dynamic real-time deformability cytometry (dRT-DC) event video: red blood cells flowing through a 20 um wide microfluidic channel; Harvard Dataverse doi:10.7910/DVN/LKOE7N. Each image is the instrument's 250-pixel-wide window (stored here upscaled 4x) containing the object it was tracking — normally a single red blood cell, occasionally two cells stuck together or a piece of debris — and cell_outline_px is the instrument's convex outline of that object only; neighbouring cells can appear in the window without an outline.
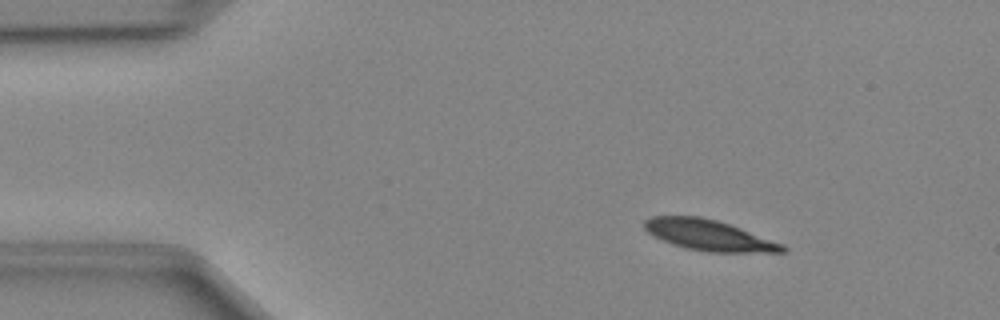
{"species": "Egyptian fruit bat (a non-hibernating species)", "species_latin": "Rousettus aegyptiacus", "temperature_condition": "cold", "stored_images_in_passage": 47, "camera_frame_rate_fps": 3000, "um_per_image_px": 0.085, "animal": {"sex": "female"}, "frame": {"image": 1, "passage_image": 6, "time_ms": 1.667, "image_size_px": [1000, 320], "cell_outline_px": [[788, 252], [708, 252], [684, 248], [672, 244], [648, 232], [644, 228], [644, 220], [652, 216], [700, 216], [716, 220], [740, 228], [784, 244], [788, 248]], "centroid_in_image_um": [60.28, 20.0], "position_along_channel_um": 24.7, "area_um2": 24.57}}
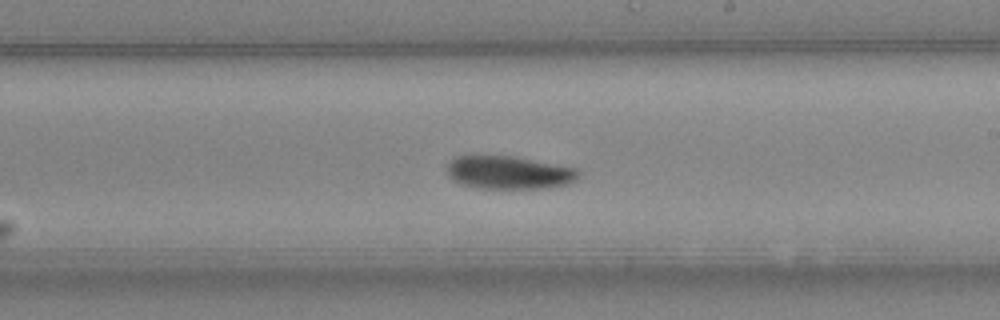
{"frame": {"image": 2, "passage_image": 27, "time_ms": 8.667, "image_size_px": [1000, 320], "cell_outline_px": [[580, 172], [576, 180], [568, 184], [548, 188], [476, 188], [460, 184], [452, 180], [448, 176], [444, 168], [456, 156], [476, 152], [512, 156], [576, 168]], "centroid_in_image_um": [43.14, 14.63], "position_along_channel_um": 245.9, "area_um2": 26.24}}
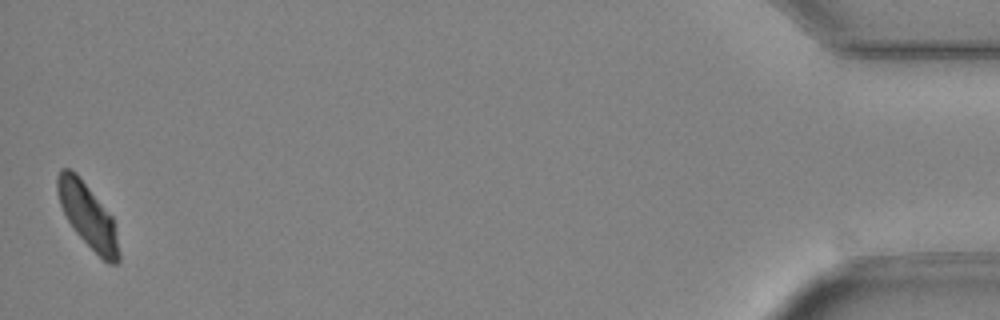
{"frame": {"image": 3, "passage_image": 47, "time_ms": 15.333, "image_size_px": [1000, 320], "cell_outline_px": [[120, 260], [116, 264], [108, 264], [76, 232], [68, 220], [60, 204], [56, 192], [56, 176], [60, 168], [68, 168], [76, 172], [112, 216], [120, 252]], "centroid_in_image_um": [7.45, 18.29], "position_along_channel_um": 427.8, "area_um2": 22.72}}